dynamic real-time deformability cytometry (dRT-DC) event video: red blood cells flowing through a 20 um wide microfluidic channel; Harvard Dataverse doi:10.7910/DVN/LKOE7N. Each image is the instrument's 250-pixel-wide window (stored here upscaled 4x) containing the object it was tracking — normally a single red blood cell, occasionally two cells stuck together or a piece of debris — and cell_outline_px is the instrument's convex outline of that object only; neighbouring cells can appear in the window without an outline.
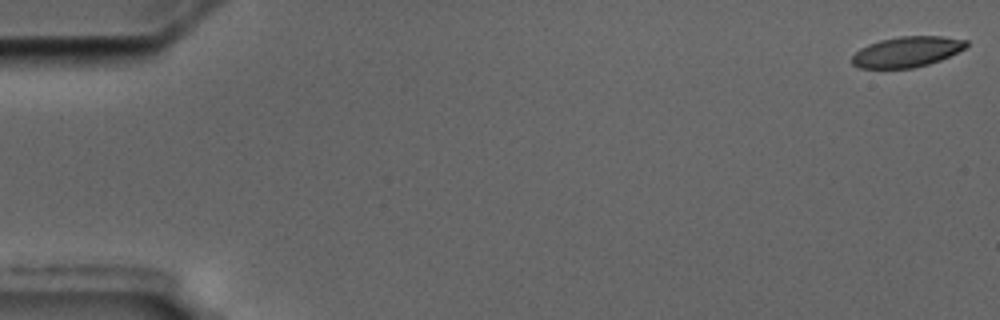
{"species": "common noctule bat (a hibernating species)", "species_latin": "Nyctalus noctula", "temperature_condition": "cold", "stored_images_in_passage": 10, "camera_frame_rate_fps": 3000, "um_per_image_px": 0.085, "animal": {"sex": "male", "body_mass_g": 17.5, "forearm_length_mm": 52.3}, "frame": {"image": 1, "passage_image": 1, "time_ms": 0.0, "image_size_px": [1000, 320], "cell_outline_px": [[968, 44], [964, 48], [940, 60], [928, 64], [912, 68], [860, 68], [852, 64], [852, 56], [860, 48], [868, 44], [880, 40], [900, 36], [940, 36], [968, 40]], "centroid_in_image_um": [77.06, 4.4], "position_along_channel_um": 7.9, "area_um2": 20.17}}